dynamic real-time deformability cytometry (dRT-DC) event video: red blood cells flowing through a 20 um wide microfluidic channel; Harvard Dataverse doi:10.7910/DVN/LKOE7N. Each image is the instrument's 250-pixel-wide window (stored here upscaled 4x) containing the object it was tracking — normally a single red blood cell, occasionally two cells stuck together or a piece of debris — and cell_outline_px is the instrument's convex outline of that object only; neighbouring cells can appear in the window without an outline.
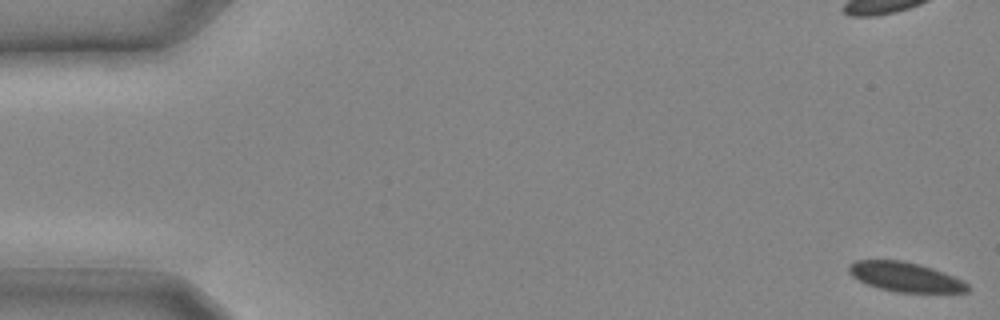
{"species": "common noctule bat (a hibernating species)", "species_latin": "Nyctalus noctula", "temperature_condition": "cold", "stored_images_in_passage": 27, "camera_frame_rate_fps": 3000, "um_per_image_px": 0.085, "animal": {"sex": "male", "body_mass_g": 20.4}, "frame": {"image": 1, "passage_image": 1, "time_ms": 0.0, "image_size_px": [1000, 320], "cell_outline_px": [[968, 292], [896, 292], [880, 288], [868, 284], [852, 276], [848, 272], [848, 264], [856, 260], [900, 260], [920, 264], [932, 268], [952, 276], [968, 284]], "centroid_in_image_um": [76.9, 23.53], "position_along_channel_um": 8.1, "area_um2": 20.11}}
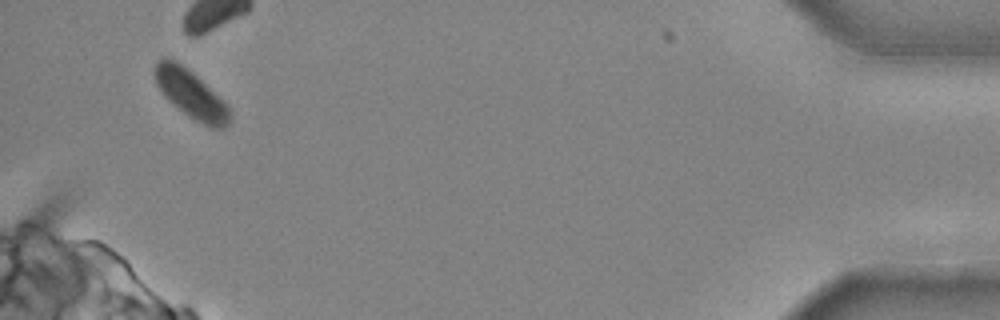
{"frame": {"image": 2, "passage_image": 27, "time_ms": 8.667, "image_size_px": [1000, 320], "cell_outline_px": [[232, 120], [224, 128], [212, 128], [188, 116], [168, 100], [156, 84], [156, 60], [176, 60], [192, 72], [224, 100], [228, 104], [232, 112]], "centroid_in_image_um": [16.31, 8.05], "position_along_channel_um": 418.9, "area_um2": 20.75}}